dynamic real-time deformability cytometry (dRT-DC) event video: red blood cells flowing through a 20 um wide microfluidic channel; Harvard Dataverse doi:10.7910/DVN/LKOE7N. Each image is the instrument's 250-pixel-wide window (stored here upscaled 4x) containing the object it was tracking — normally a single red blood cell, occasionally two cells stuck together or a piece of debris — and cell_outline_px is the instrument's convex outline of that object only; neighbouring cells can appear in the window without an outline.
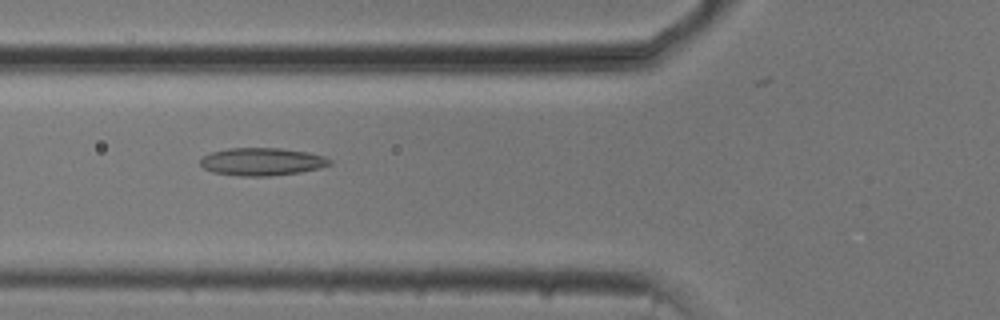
{"species": "common noctule bat (a hibernating species)", "species_latin": "Nyctalus noctula", "temperature_condition": "cold", "stored_images_in_passage": 33, "camera_frame_rate_fps": 3000, "um_per_image_px": 0.085, "animal": {"sex": "male", "body_mass_g": 20.5, "forearm_length_mm": 52.5}, "frame": {"image": 1, "passage_image": 3, "time_ms": 0.667, "image_size_px": [1000, 320], "cell_outline_px": [[332, 164], [320, 168], [300, 172], [272, 176], [240, 176], [212, 172], [204, 168], [200, 164], [200, 160], [204, 156], [212, 152], [228, 148], [280, 148], [308, 152], [324, 156], [332, 160]], "centroid_in_image_um": [22.29, 13.74], "position_along_channel_um": 103.5, "area_um2": 20.98}}
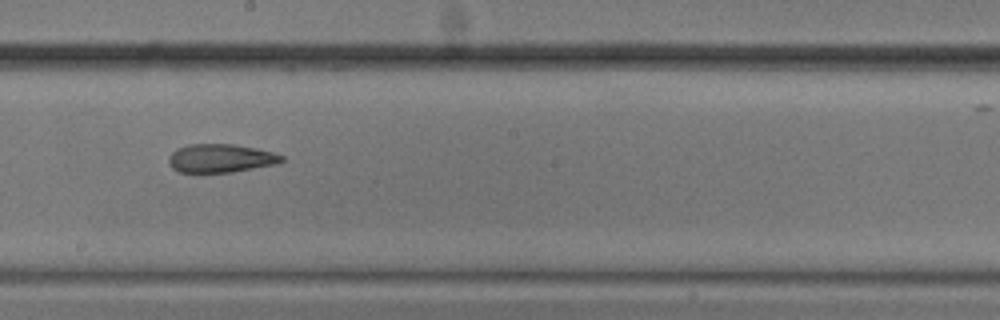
{"frame": {"image": 2, "passage_image": 13, "time_ms": 4.0, "image_size_px": [1000, 320], "cell_outline_px": [[284, 160], [276, 164], [232, 172], [180, 172], [172, 168], [168, 164], [168, 156], [176, 148], [188, 144], [232, 144], [256, 148], [272, 152], [284, 156]], "centroid_in_image_um": [18.72, 13.45], "position_along_channel_um": 229.5, "area_um2": 18.79}}
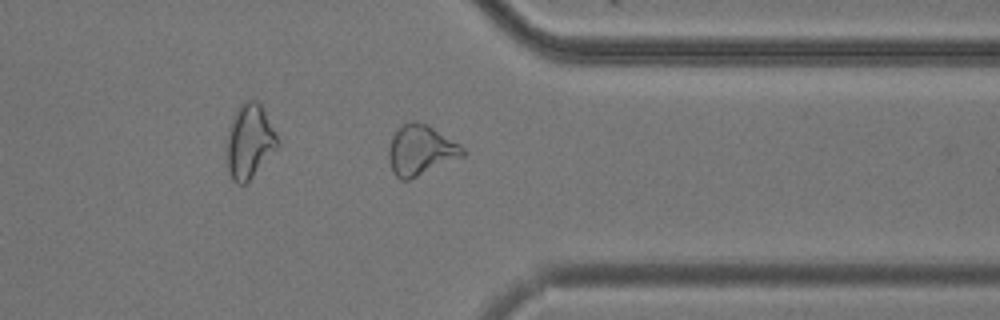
{"frame": {"image": 3, "passage_image": 25, "time_ms": 8.0, "image_size_px": [1000, 320], "cell_outline_px": [[468, 152], [464, 156], [408, 180], [400, 180], [392, 172], [388, 156], [388, 148], [392, 136], [404, 124], [412, 120], [428, 124], [460, 144]], "centroid_in_image_um": [35.77, 12.76], "position_along_channel_um": 375.6, "area_um2": 21.68}}